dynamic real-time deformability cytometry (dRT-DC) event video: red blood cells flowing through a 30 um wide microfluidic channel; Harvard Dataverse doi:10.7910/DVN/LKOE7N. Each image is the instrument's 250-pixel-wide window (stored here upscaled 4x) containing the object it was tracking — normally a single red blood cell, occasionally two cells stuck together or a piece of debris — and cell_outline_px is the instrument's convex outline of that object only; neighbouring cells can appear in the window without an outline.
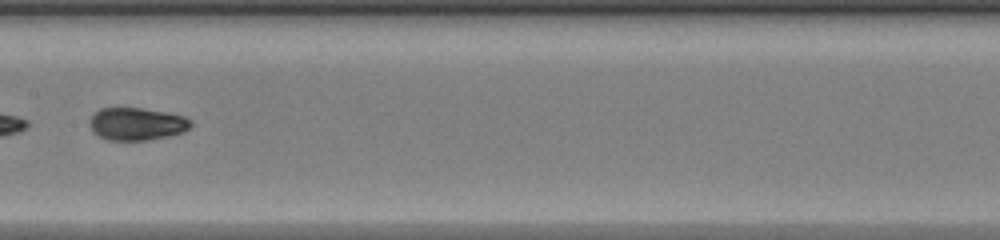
{"species": "common noctule bat (a hibernating species)", "species_latin": "Nyctalus noctula", "temperature_condition": "warm", "stored_images_in_passage": 33, "camera_frame_rate_fps": 3000, "um_per_image_px": 0.085, "animal": {"sex": "female", "body_mass_g": 20.0, "forearm_length_mm": 54.0}, "frame": {"image": 1, "passage_image": 15, "time_ms": 4.667, "image_size_px": [1000, 240], "cell_outline_px": [[192, 124], [184, 132], [168, 136], [148, 140], [108, 140], [92, 132], [88, 124], [88, 120], [100, 108], [140, 108], [164, 112], [184, 116], [192, 120]], "centroid_in_image_um": [11.6, 10.54], "position_along_channel_um": 195.8, "area_um2": 19.25}, "authors_computed_cell_mechanics": {"area_um2": 17.1666, "velocity_mm_per_s": 4.3398, "shape_relaxation_time_tau1_ms": 1.5586, "shape_relaxation_time_tau2_ms": 1.3087, "deformation_change_tau1": 0.1379, "deformation_change_tau2": 0.0517}}